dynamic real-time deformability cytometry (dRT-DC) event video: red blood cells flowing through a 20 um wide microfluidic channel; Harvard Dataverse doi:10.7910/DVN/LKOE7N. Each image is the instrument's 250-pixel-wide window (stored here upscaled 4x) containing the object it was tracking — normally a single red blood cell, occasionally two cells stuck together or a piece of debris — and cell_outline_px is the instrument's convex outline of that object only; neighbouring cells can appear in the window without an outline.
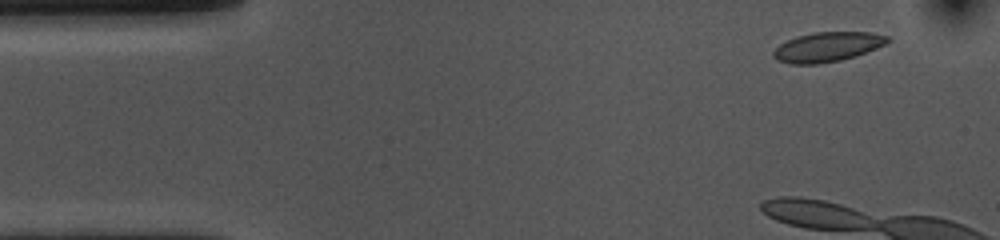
{"species": "common noctule bat (a hibernating species)", "species_latin": "Nyctalus noctula", "temperature_condition": "cold", "stored_images_in_passage": 10, "camera_frame_rate_fps": 3000, "um_per_image_px": 0.085, "animal": {"sex": "female", "body_mass_g": 10.0, "forearm_length_mm": 53.1}, "frame": {"image": 1, "passage_image": 4, "time_ms": 1.0, "image_size_px": [1000, 240], "cell_outline_px": [[892, 40], [876, 48], [856, 56], [840, 60], [820, 64], [792, 64], [776, 60], [772, 56], [772, 52], [780, 44], [796, 36], [816, 32], [872, 32], [888, 36]], "centroid_in_image_um": [70.32, 3.99], "position_along_channel_um": 14.7, "area_um2": 19.77}}